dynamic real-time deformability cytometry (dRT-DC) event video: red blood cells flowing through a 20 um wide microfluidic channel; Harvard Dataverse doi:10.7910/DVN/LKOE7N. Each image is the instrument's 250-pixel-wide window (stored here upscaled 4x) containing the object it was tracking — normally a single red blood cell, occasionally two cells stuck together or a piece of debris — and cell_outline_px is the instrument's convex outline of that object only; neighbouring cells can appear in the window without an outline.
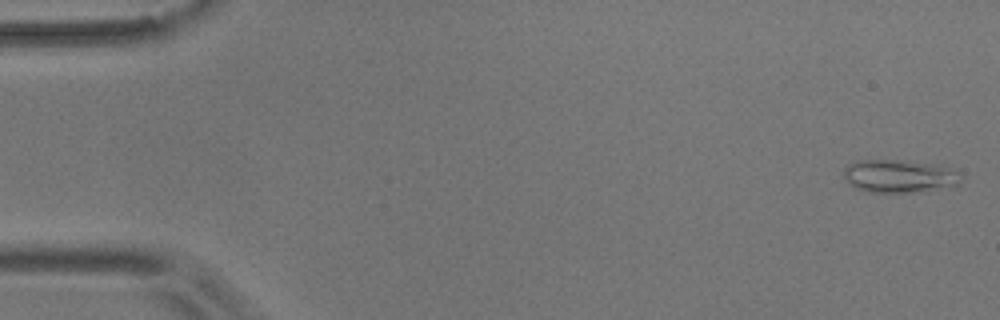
{"species": "common noctule bat (a hibernating species)", "species_latin": "Nyctalus noctula", "temperature_condition": "room temperature", "stored_images_in_passage": 54, "camera_frame_rate_fps": 3000, "um_per_image_px": 0.085, "animal": {"sex": "male", "body_mass_g": 17.9}, "frame": {"image": 1, "passage_image": 1, "time_ms": 0.0, "image_size_px": [1000, 320], "cell_outline_px": [[960, 184], [920, 192], [868, 192], [856, 188], [848, 184], [844, 176], [844, 168], [848, 164], [856, 160], [896, 160], [932, 164], [948, 168], [960, 180]], "centroid_in_image_um": [76.32, 14.98], "position_along_channel_um": 8.7, "area_um2": 22.08}}
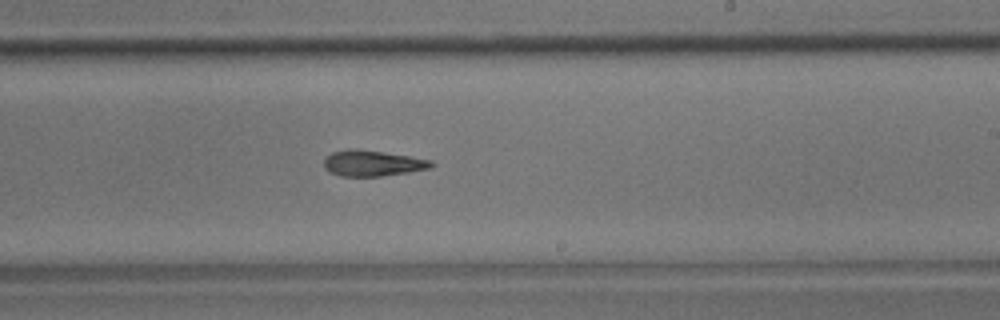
{"frame": {"image": 2, "passage_image": 32, "time_ms": 10.333, "image_size_px": [1000, 320], "cell_outline_px": [[436, 164], [432, 168], [408, 172], [380, 176], [340, 176], [324, 168], [324, 156], [332, 152], [348, 148], [356, 148], [384, 152], [432, 160]], "centroid_in_image_um": [31.66, 13.86], "position_along_channel_um": 257.3, "area_um2": 16.3}}
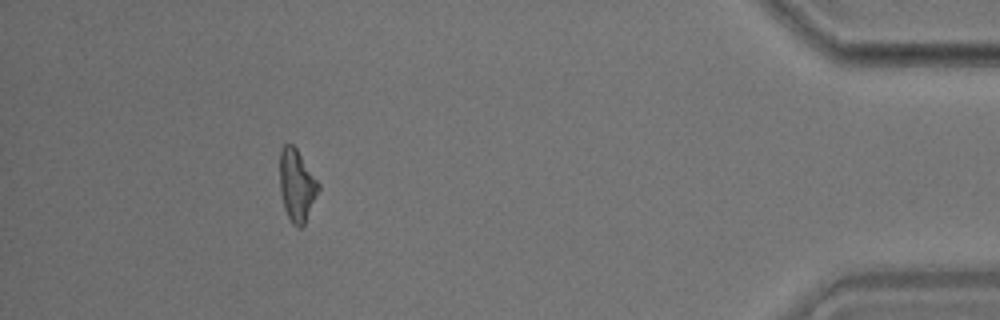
{"frame": {"image": 3, "passage_image": 49, "time_ms": 16.0, "image_size_px": [1000, 320], "cell_outline_px": [[320, 188], [304, 224], [300, 228], [296, 228], [292, 224], [284, 208], [280, 192], [280, 148], [284, 144], [292, 144], [296, 148], [320, 184]], "centroid_in_image_um": [25.22, 15.76], "position_along_channel_um": 410.0, "area_um2": 16.18}, "authors_computed_cell_mechanics": {"area_um2": 16.5308, "velocity_mm_per_s": 3.6816, "shape_relaxation_time_tau1_ms": 9.9366, "shape_relaxation_time_tau2_ms": 7.3032, "deformation_change_tau1": 0.2141, "deformation_change_tau2": 0.1974}}